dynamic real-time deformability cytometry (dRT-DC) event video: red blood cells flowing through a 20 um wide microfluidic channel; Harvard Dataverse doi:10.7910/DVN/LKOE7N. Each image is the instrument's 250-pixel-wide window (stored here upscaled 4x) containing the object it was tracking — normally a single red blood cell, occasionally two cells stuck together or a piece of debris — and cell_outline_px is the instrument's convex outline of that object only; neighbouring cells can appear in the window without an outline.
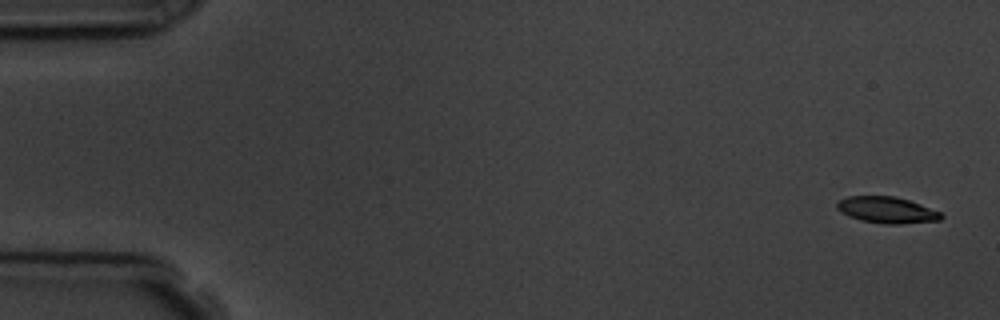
{"species": "common noctule bat (a hibernating species)", "species_latin": "Nyctalus noctula", "temperature_condition": "room temperature", "stored_images_in_passage": 5, "camera_frame_rate_fps": 3000, "um_per_image_px": 0.085, "animal": {"sex": "male", "body_mass_g": 19.5, "forearm_length_mm": 54.6}, "frame": {"image": 1, "passage_image": 1, "time_ms": 0.0, "image_size_px": [1000, 320], "cell_outline_px": [[944, 216], [940, 220], [900, 224], [884, 224], [860, 220], [848, 216], [840, 212], [836, 208], [836, 204], [840, 200], [848, 196], [896, 196], [920, 204], [940, 212]], "centroid_in_image_um": [75.36, 17.85], "position_along_channel_um": 9.6, "area_um2": 16.01}}
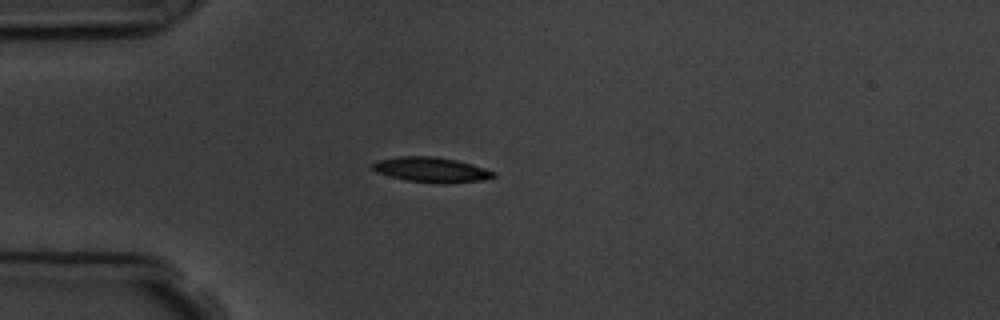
{"frame": {"image": 2, "passage_image": 4, "time_ms": 4.333, "image_size_px": [1000, 320], "cell_outline_px": [[496, 176], [484, 180], [452, 184], [436, 184], [408, 180], [376, 172], [372, 168], [372, 164], [376, 160], [400, 156], [436, 156], [456, 160], [472, 164], [496, 172]], "centroid_in_image_um": [36.7, 14.43], "position_along_channel_um": 48.3, "area_um2": 17.86}}